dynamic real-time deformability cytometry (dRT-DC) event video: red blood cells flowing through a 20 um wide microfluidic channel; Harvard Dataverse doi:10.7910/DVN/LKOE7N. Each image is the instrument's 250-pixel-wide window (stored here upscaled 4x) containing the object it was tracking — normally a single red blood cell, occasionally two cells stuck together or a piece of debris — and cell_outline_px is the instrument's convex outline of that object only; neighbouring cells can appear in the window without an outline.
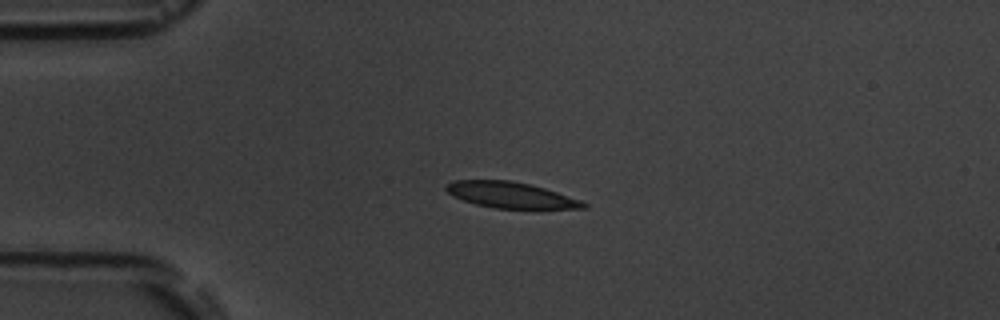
{"species": "common noctule bat (a hibernating species)", "species_latin": "Nyctalus noctula", "temperature_condition": "room temperature", "stored_images_in_passage": 2, "camera_frame_rate_fps": 3000, "um_per_image_px": 0.085, "animal": {"sex": "male", "body_mass_g": 19.5, "forearm_length_mm": 54.6}, "frame": {"image": 1, "passage_image": 1, "time_ms": 0.0, "image_size_px": [1000, 320], "cell_outline_px": [[588, 208], [496, 208], [476, 204], [464, 200], [448, 192], [444, 188], [444, 184], [452, 180], [512, 180], [544, 188], [580, 200], [588, 204]], "centroid_in_image_um": [43.38, 16.56], "position_along_channel_um": 41.6, "area_um2": 20.46}}